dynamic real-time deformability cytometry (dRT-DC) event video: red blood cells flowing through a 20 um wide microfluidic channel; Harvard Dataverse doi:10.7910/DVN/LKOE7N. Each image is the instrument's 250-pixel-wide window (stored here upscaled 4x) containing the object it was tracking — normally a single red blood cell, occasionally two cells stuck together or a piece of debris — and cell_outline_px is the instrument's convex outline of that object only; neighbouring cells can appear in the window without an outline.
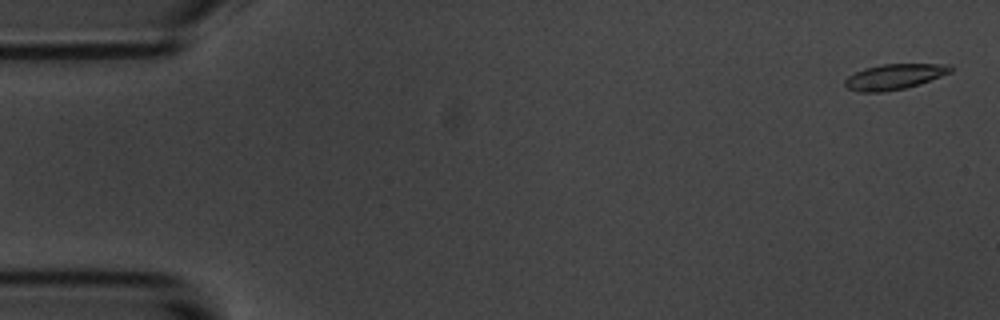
{"species": "common noctule bat (a hibernating species)", "species_latin": "Nyctalus noctula", "temperature_condition": "room temperature", "stored_images_in_passage": 53, "camera_frame_rate_fps": 3000, "um_per_image_px": 0.085, "animal": {"sex": "male", "body_mass_g": 20.1, "forearm_length_mm": 53.5}, "frame": {"image": 1, "passage_image": 2, "time_ms": 0.333, "image_size_px": [1000, 320], "cell_outline_px": [[952, 72], [920, 84], [904, 88], [884, 92], [860, 92], [848, 88], [844, 84], [844, 80], [848, 76], [864, 68], [880, 64], [948, 64], [952, 68]], "centroid_in_image_um": [76.01, 6.52], "position_along_channel_um": 9.0, "area_um2": 15.66}}
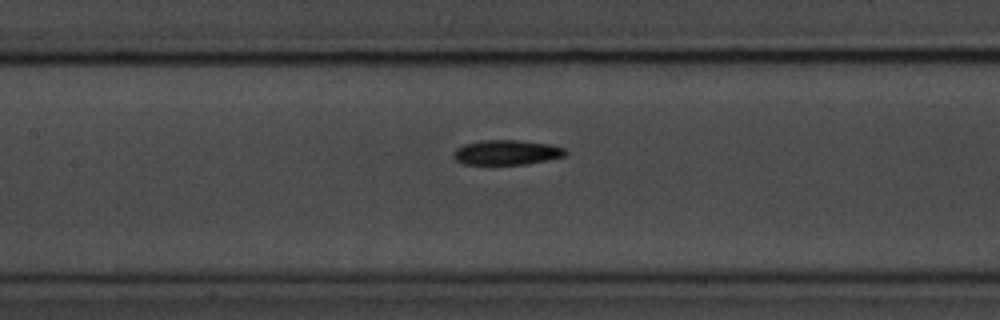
{"frame": {"image": 2, "passage_image": 26, "time_ms": 8.333, "image_size_px": [1000, 320], "cell_outline_px": [[568, 152], [564, 156], [524, 164], [464, 164], [456, 160], [452, 156], [452, 152], [456, 148], [464, 144], [484, 140], [516, 140], [552, 144], [564, 148]], "centroid_in_image_um": [43.04, 12.95], "position_along_channel_um": 164.4, "area_um2": 16.13}}
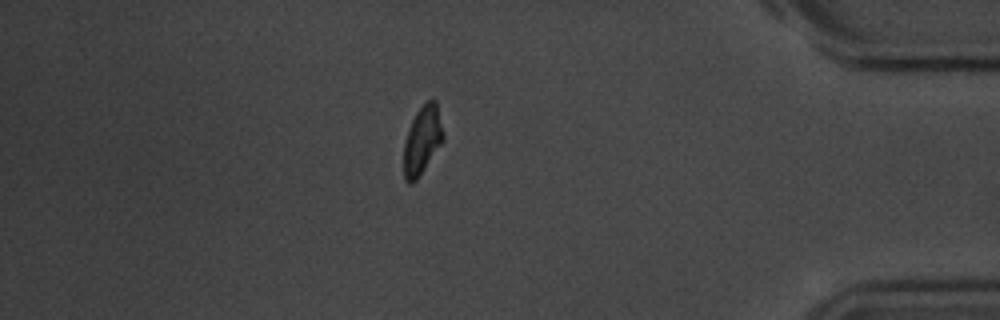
{"frame": {"image": 3, "passage_image": 49, "time_ms": 16.0, "image_size_px": [1000, 320], "cell_outline_px": [[444, 140], [416, 180], [412, 184], [408, 184], [404, 180], [404, 144], [412, 120], [416, 112], [428, 100], [436, 100], [444, 132]], "centroid_in_image_um": [35.9, 11.93], "position_along_channel_um": 399.3, "area_um2": 15.55}}